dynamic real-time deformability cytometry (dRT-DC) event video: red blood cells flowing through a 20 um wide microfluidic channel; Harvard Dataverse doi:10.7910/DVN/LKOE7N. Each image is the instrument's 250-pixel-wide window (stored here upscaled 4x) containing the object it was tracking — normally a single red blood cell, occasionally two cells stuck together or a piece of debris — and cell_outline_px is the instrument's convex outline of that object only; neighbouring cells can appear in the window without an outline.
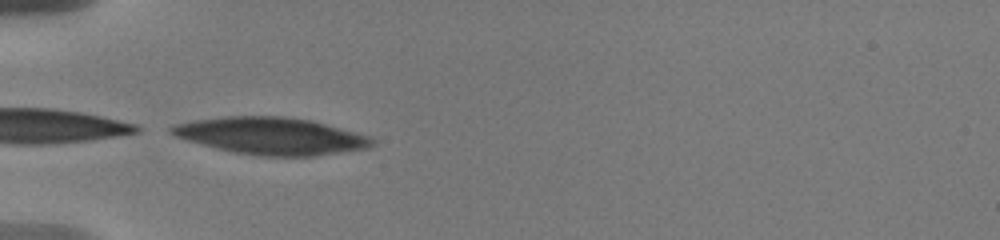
{"species": "human", "species_latin": "Homo sapiens", "temperature_condition": "warm", "stored_images_in_passage": 35, "camera_frame_rate_fps": 3000, "um_per_image_px": 0.085, "donor": {"sex": "male"}, "frame": {"image": 1, "passage_image": 1, "time_ms": 0.0, "image_size_px": [1000, 240], "cell_outline_px": [[376, 144], [368, 148], [312, 156], [264, 156], [236, 152], [216, 148], [188, 140], [176, 136], [168, 132], [168, 128], [172, 124], [192, 120], [220, 116], [284, 116], [312, 120], [372, 136], [376, 140]], "centroid_in_image_um": [23.06, 11.53], "position_along_channel_um": 61.9, "area_um2": 43.58}}
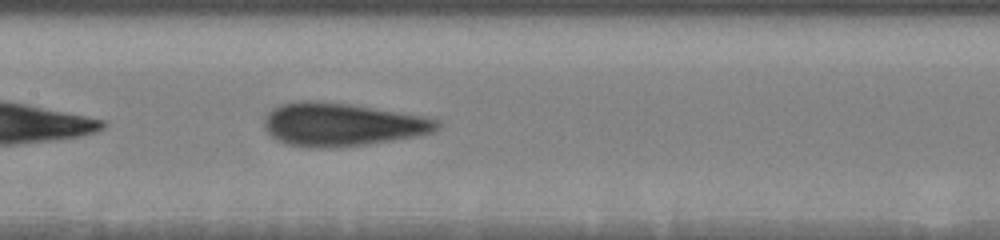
{"frame": {"image": 2, "passage_image": 15, "time_ms": 3.333, "image_size_px": [1000, 240], "cell_outline_px": [[440, 128], [436, 132], [420, 136], [364, 144], [324, 148], [316, 148], [288, 144], [276, 140], [264, 128], [264, 116], [272, 108], [280, 104], [296, 100], [316, 100], [352, 104], [424, 116], [440, 120]], "centroid_in_image_um": [29.07, 10.56], "position_along_channel_um": 178.3, "area_um2": 43.87}}
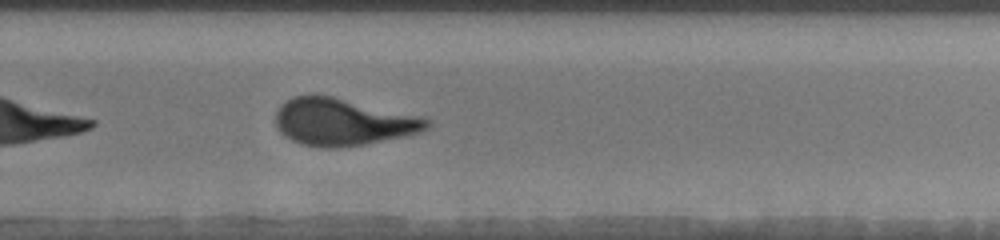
{"frame": {"image": 3, "passage_image": 24, "time_ms": 6.667, "image_size_px": [1000, 240], "cell_outline_px": [[432, 124], [428, 128], [420, 132], [404, 136], [364, 144], [340, 148], [320, 148], [304, 144], [292, 140], [284, 136], [280, 132], [276, 124], [276, 112], [280, 104], [292, 96], [332, 96], [420, 116], [432, 120]], "centroid_in_image_um": [29.14, 10.38], "position_along_channel_um": 300.7, "area_um2": 41.38}, "authors_computed_cell_mechanics": {"area_um2": 42.6564, "velocity_mm_per_s": 3.6929, "shape_relaxation_time_tau1_ms": 5.1467, "shape_relaxation_time_tau2_ms": 1.2115, "deformation_change_tau1": 0.2219, "deformation_change_tau2": 0.0857}}